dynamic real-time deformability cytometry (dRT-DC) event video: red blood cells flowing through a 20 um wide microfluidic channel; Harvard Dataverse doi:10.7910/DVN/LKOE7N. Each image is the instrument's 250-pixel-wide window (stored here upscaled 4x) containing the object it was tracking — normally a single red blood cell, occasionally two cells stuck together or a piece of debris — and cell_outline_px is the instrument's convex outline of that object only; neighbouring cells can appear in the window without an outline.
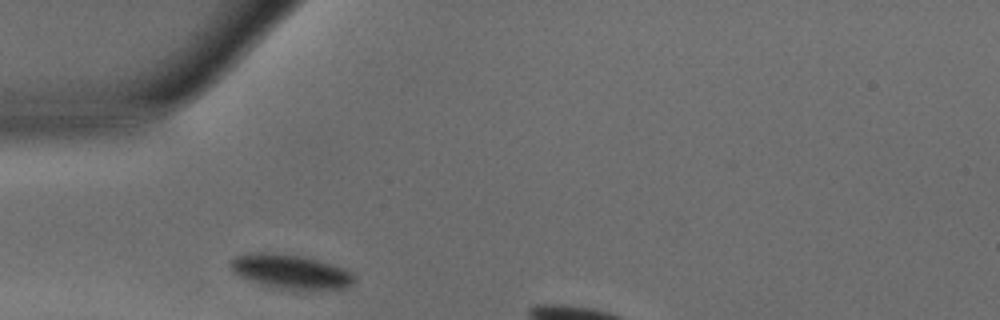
{"species": "common noctule bat (a hibernating species)", "species_latin": "Nyctalus noctula", "temperature_condition": "warm", "stored_images_in_passage": 5, "camera_frame_rate_fps": 3000, "um_per_image_px": 0.085, "animal": {"sex": "male", "body_mass_g": 15.6}, "frame": {"image": 1, "passage_image": 1, "time_ms": 0.0, "image_size_px": [1000, 320], "cell_outline_px": [[356, 280], [352, 284], [344, 288], [292, 292], [260, 284], [248, 280], [232, 272], [232, 260], [236, 256], [256, 252], [280, 252], [304, 256], [344, 268], [352, 272], [356, 276]], "centroid_in_image_um": [24.75, 23.11], "position_along_channel_um": 60.2, "area_um2": 25.43}}